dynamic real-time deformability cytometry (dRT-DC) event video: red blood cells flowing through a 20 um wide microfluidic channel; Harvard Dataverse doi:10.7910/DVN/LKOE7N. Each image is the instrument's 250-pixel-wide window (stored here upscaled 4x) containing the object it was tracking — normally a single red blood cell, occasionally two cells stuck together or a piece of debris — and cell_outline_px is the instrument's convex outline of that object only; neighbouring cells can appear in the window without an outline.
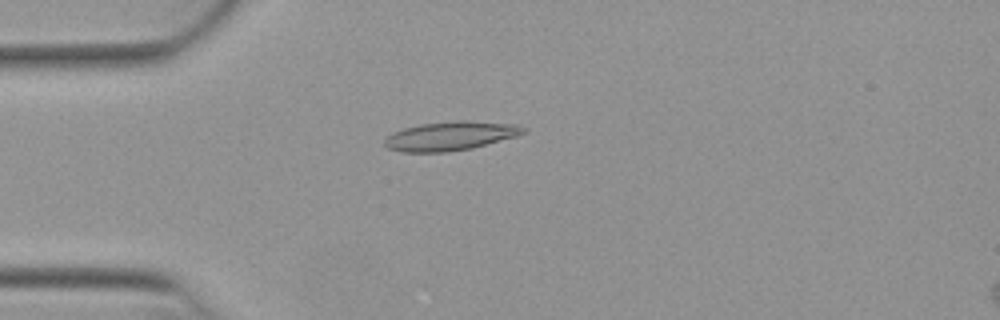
{"species": "Egyptian fruit bat (a non-hibernating species)", "species_latin": "Rousettus aegyptiacus", "temperature_condition": "warm", "stored_images_in_passage": 51, "camera_frame_rate_fps": 3000, "um_per_image_px": 0.085, "animal": {"sex": "female"}, "frame": {"image": 1, "passage_image": 13, "time_ms": 4.0, "image_size_px": [1000, 320], "cell_outline_px": [[528, 128], [524, 132], [516, 136], [472, 148], [448, 152], [400, 152], [388, 148], [384, 144], [384, 140], [392, 132], [404, 128], [420, 124], [456, 120], [468, 120], [516, 124]], "centroid_in_image_um": [38.28, 11.55], "position_along_channel_um": 46.7, "area_um2": 23.52}}
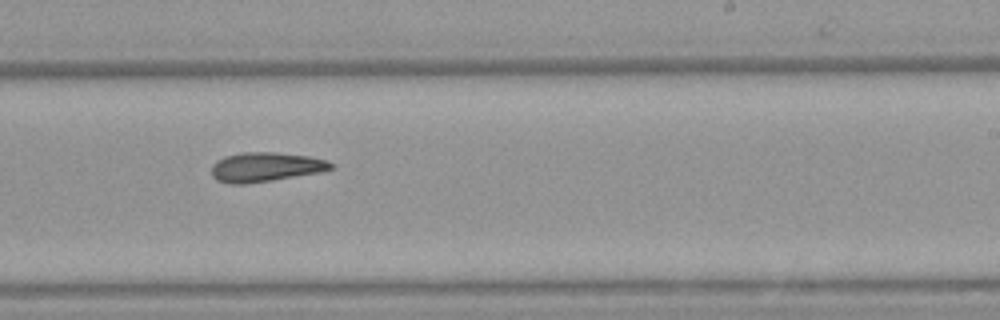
{"frame": {"image": 2, "passage_image": 31, "time_ms": 10.0, "image_size_px": [1000, 320], "cell_outline_px": [[332, 168], [320, 172], [272, 180], [244, 184], [232, 184], [216, 180], [212, 176], [212, 164], [216, 160], [224, 156], [244, 152], [276, 152], [308, 156], [328, 160], [332, 164]], "centroid_in_image_um": [22.54, 14.19], "position_along_channel_um": 266.5, "area_um2": 20.4}}
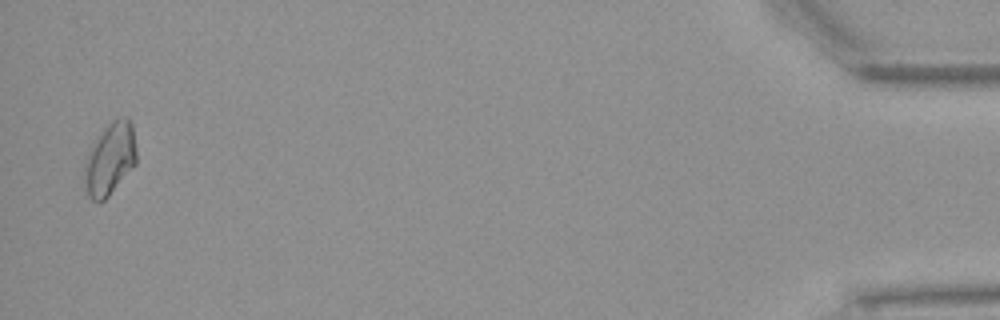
{"frame": {"image": 3, "passage_image": 50, "time_ms": 16.333, "image_size_px": [1000, 320], "cell_outline_px": [[136, 164], [108, 196], [104, 200], [92, 200], [88, 196], [84, 184], [84, 160], [96, 136], [112, 120], [124, 116], [128, 116], [132, 124], [136, 148]], "centroid_in_image_um": [9.33, 13.48], "position_along_channel_um": 425.9, "area_um2": 22.08}}